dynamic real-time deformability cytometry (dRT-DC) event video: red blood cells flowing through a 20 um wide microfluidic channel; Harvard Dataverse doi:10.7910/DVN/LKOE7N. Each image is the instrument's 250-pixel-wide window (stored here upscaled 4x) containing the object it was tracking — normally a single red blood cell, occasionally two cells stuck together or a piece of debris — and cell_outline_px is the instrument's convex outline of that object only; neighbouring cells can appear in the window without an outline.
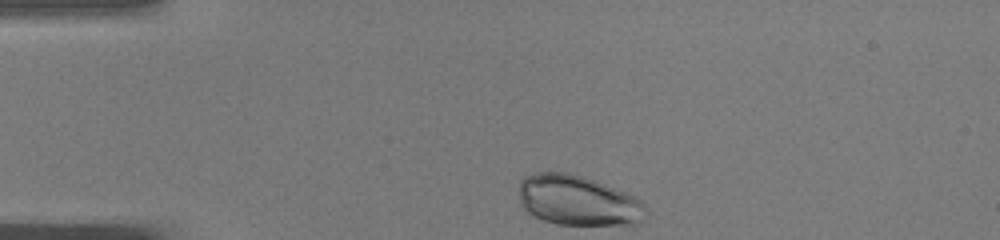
{"species": "common noctule bat (a hibernating species)", "species_latin": "Nyctalus noctula", "temperature_condition": "warm", "stored_images_in_passage": 33, "camera_frame_rate_fps": 3000, "um_per_image_px": 0.085, "animal": {"sex": "male", "body_mass_g": 19.0, "forearm_length_mm": 50.8}, "frame": {"image": 1, "passage_image": 1, "time_ms": 0.0, "image_size_px": [1000, 240], "cell_outline_px": [[644, 208], [640, 224], [556, 224], [544, 220], [528, 212], [520, 204], [520, 180], [524, 176], [536, 172], [568, 172], [592, 180], [636, 196], [644, 204]], "centroid_in_image_um": [49.08, 17.03], "position_along_channel_um": 35.9, "area_um2": 36.59}}
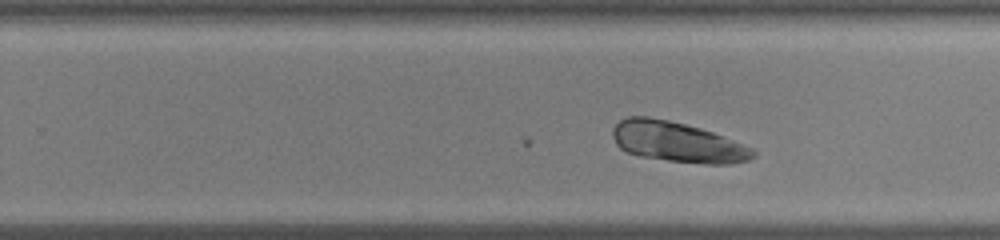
{"frame": {"image": 2, "passage_image": 22, "time_ms": 7.0, "image_size_px": [1000, 240], "cell_outline_px": [[756, 156], [748, 160], [732, 164], [704, 164], [668, 160], [640, 156], [624, 152], [616, 144], [612, 136], [612, 128], [620, 120], [628, 116], [648, 116], [668, 120], [700, 128], [712, 132], [752, 148], [756, 152]], "centroid_in_image_um": [57.54, 12.07], "position_along_channel_um": 272.3, "area_um2": 33.0}}
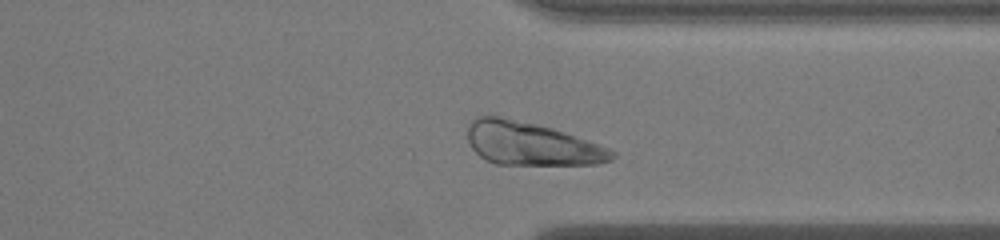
{"frame": {"image": 3, "passage_image": 29, "time_ms": 9.333, "image_size_px": [1000, 240], "cell_outline_px": [[616, 156], [612, 160], [596, 164], [496, 164], [484, 160], [472, 148], [468, 140], [468, 124], [476, 116], [500, 116], [536, 124], [552, 128], [600, 144], [616, 152]], "centroid_in_image_um": [45.15, 12.22], "position_along_channel_um": 366.2, "area_um2": 36.24}}